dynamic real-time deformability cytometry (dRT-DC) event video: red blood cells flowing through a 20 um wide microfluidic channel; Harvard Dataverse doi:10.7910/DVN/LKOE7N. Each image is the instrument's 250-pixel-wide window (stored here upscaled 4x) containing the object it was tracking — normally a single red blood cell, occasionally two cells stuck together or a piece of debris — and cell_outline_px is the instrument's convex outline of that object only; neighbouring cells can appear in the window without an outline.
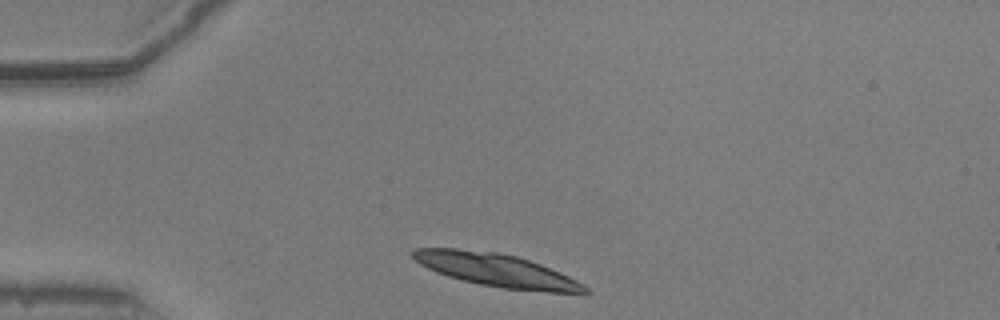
{"species": "common noctule bat (a hibernating species)", "species_latin": "Nyctalus noctula", "temperature_condition": "warm", "stored_images_in_passage": 41, "segment_of_instrument_passage": [1, 2], "camera_frame_rate_fps": 3000, "um_per_image_px": 0.085, "animal": {"sex": "male", "body_mass_g": 20.5, "forearm_length_mm": 52.5}, "frame": {"image": 1, "passage_image": 2, "time_ms": 0.333, "image_size_px": [1000, 320], "cell_outline_px": [[592, 292], [548, 292], [504, 288], [480, 284], [460, 280], [436, 272], [420, 264], [412, 256], [412, 252], [416, 248], [456, 248], [496, 252], [516, 256], [540, 264], [560, 272], [584, 284]], "centroid_in_image_um": [42.19, 22.96], "position_along_channel_um": 42.8, "area_um2": 32.71}}